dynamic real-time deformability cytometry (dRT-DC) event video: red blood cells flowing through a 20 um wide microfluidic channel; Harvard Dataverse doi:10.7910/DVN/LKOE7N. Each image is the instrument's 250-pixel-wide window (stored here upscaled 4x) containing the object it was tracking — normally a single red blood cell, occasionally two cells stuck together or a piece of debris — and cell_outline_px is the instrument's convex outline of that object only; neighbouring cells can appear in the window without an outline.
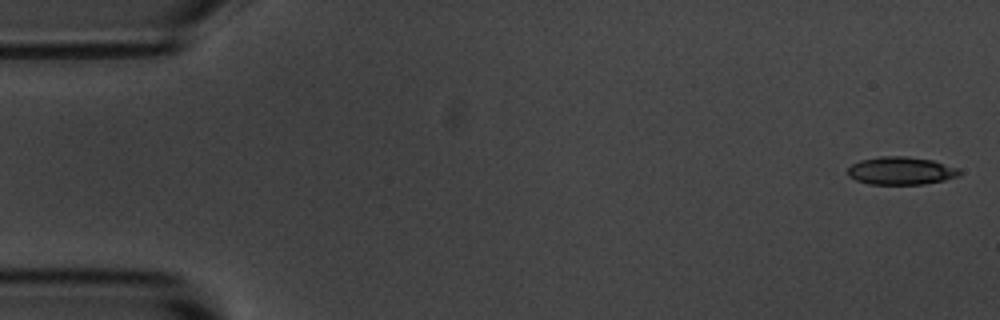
{"species": "common noctule bat (a hibernating species)", "species_latin": "Nyctalus noctula", "temperature_condition": "room temperature", "stored_images_in_passage": 5, "camera_frame_rate_fps": 3000, "um_per_image_px": 0.085, "animal": {"sex": "male", "body_mass_g": 20.1, "forearm_length_mm": 53.5}, "frame": {"image": 1, "passage_image": 1, "time_ms": 0.0, "image_size_px": [1000, 320], "cell_outline_px": [[960, 176], [944, 180], [924, 184], [868, 184], [856, 180], [848, 176], [848, 168], [852, 164], [860, 160], [880, 156], [904, 156], [932, 160], [960, 168]], "centroid_in_image_um": [76.59, 14.51], "position_along_channel_um": 8.4, "area_um2": 18.21}}
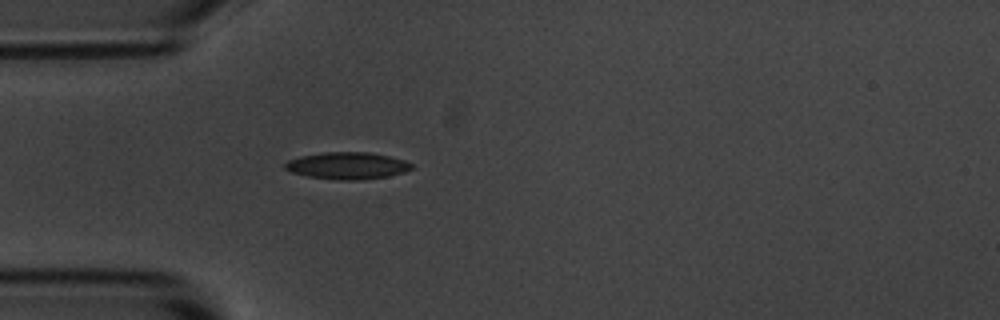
{"frame": {"image": 2, "passage_image": 5, "time_ms": 4.667, "image_size_px": [1000, 320], "cell_outline_px": [[412, 168], [404, 172], [388, 176], [360, 180], [336, 180], [308, 176], [292, 172], [284, 168], [284, 164], [288, 160], [300, 156], [324, 152], [368, 152], [388, 156], [404, 160], [412, 164]], "centroid_in_image_um": [29.5, 14.08], "position_along_channel_um": 55.5, "area_um2": 19.83}}